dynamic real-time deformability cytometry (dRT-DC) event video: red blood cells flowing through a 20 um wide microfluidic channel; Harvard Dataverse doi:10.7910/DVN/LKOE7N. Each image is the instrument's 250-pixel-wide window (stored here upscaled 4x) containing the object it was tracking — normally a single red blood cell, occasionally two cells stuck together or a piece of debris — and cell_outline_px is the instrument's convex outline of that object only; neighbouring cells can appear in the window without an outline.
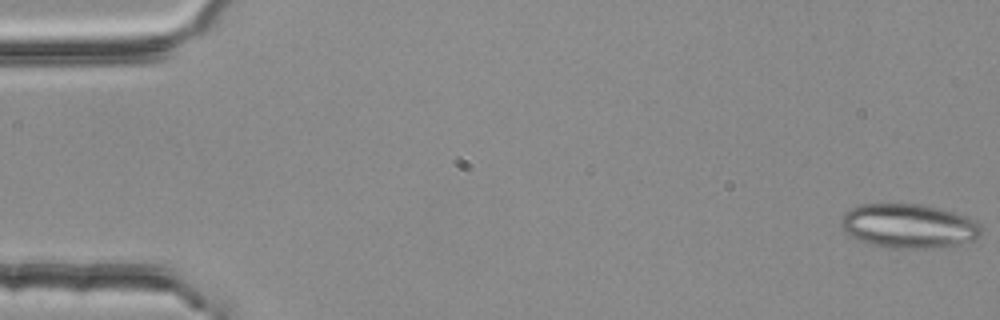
{"species": "common noctule bat (a hibernating species)", "species_latin": "Nyctalus noctula", "temperature_condition": "room temperature", "stored_images_in_passage": 14, "camera_frame_rate_fps": 3000, "um_per_image_px": 0.085, "animal": {"sex": "female", "body_mass_g": 25.1}, "frame": {"image": 1, "passage_image": 1, "time_ms": 0.0, "image_size_px": [1000, 320], "cell_outline_px": [[980, 236], [976, 240], [952, 248], [892, 248], [872, 244], [860, 240], [844, 232], [840, 224], [840, 220], [844, 212], [852, 208], [864, 204], [916, 204], [940, 208], [956, 212], [972, 220], [980, 228]], "centroid_in_image_um": [77.26, 19.23], "position_along_channel_um": 7.7, "area_um2": 36.3}}